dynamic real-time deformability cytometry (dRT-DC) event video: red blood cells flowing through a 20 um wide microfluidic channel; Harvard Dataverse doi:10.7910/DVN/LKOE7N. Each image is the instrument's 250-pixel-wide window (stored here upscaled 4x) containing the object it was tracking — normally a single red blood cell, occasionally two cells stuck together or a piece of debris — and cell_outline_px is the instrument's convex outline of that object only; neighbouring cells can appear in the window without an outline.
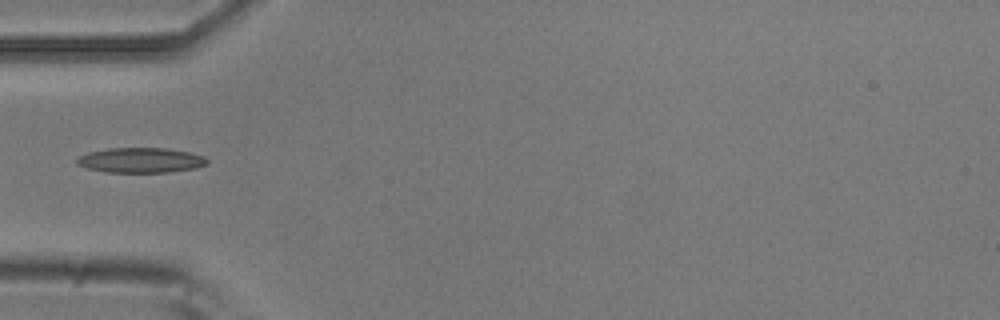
{"species": "common noctule bat (a hibernating species)", "species_latin": "Nyctalus noctula", "temperature_condition": "room temperature", "stored_images_in_passage": 5, "camera_frame_rate_fps": 3000, "um_per_image_px": 0.085, "animal": {"sex": "male", "body_mass_g": 20.5, "forearm_length_mm": 52.5}, "frame": {"image": 1, "passage_image": 4, "time_ms": 1.0, "image_size_px": [1000, 320], "cell_outline_px": [[208, 164], [196, 168], [168, 172], [104, 172], [88, 168], [76, 164], [76, 160], [80, 156], [88, 152], [108, 148], [164, 148], [188, 152], [204, 156], [208, 160]], "centroid_in_image_um": [11.96, 13.62], "position_along_channel_um": 73.0, "area_um2": 18.96}}
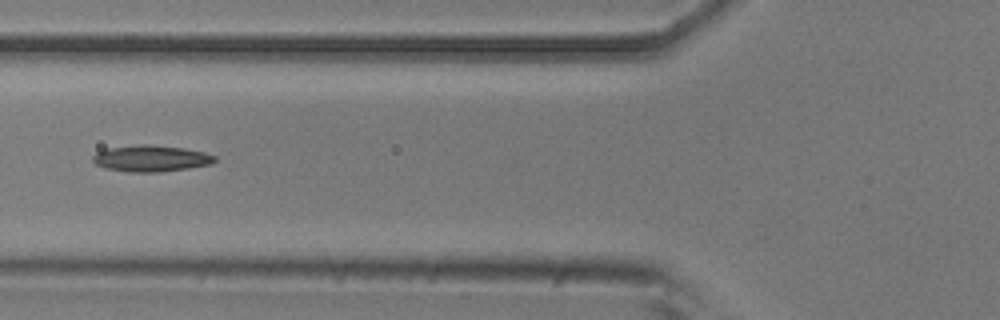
{"frame": {"image": 2, "passage_image": 5, "time_ms": 1.333, "image_size_px": [1000, 320], "cell_outline_px": [[216, 160], [212, 164], [188, 168], [160, 172], [128, 172], [108, 168], [96, 164], [92, 160], [92, 156], [96, 152], [108, 148], [140, 144], [148, 144], [184, 148], [204, 152], [216, 156]], "centroid_in_image_um": [12.85, 13.46], "position_along_channel_um": 113.0, "area_um2": 18.73}}